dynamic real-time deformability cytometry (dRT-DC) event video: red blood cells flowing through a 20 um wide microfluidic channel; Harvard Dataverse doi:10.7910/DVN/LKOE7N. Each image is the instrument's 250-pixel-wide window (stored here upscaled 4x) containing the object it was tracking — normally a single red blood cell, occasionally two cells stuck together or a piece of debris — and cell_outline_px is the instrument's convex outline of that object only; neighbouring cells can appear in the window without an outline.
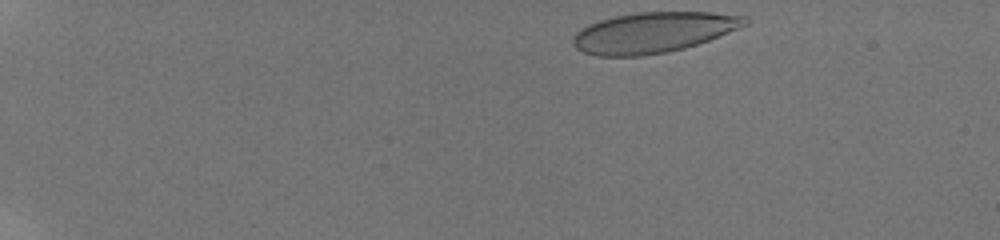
{"species": "human", "species_latin": "Homo sapiens", "temperature_condition": "room temperature", "stored_images_in_passage": 17, "camera_frame_rate_fps": 3000, "um_per_image_px": 0.085, "donor": {"sex": "male"}, "frame": {"image": 1, "passage_image": 1, "time_ms": 0.0, "image_size_px": [1000, 240], "cell_outline_px": [[752, 20], [748, 24], [708, 40], [684, 48], [668, 52], [640, 56], [596, 56], [584, 52], [576, 48], [572, 44], [572, 36], [580, 28], [588, 24], [600, 20], [616, 16], [636, 12], [712, 12], [748, 16]], "centroid_in_image_um": [55.53, 2.75], "position_along_channel_um": 29.5, "area_um2": 40.81}}
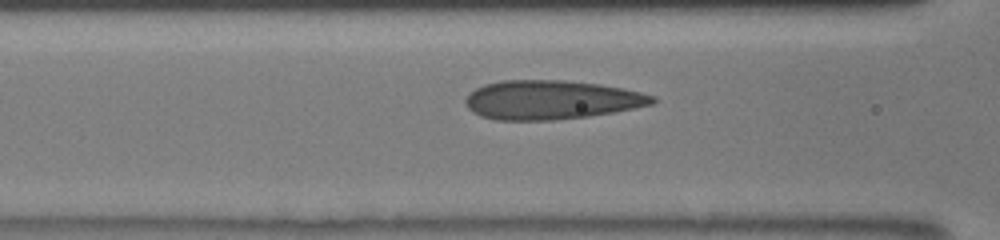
{"frame": {"image": 2, "passage_image": 13, "time_ms": 5.333, "image_size_px": [1000, 240], "cell_outline_px": [[656, 100], [652, 104], [612, 112], [588, 116], [552, 120], [496, 120], [480, 116], [472, 112], [468, 108], [464, 100], [476, 88], [484, 84], [500, 80], [564, 80], [600, 84], [640, 92], [656, 96]], "centroid_in_image_um": [46.82, 8.48], "position_along_channel_um": 119.8, "area_um2": 42.37}}
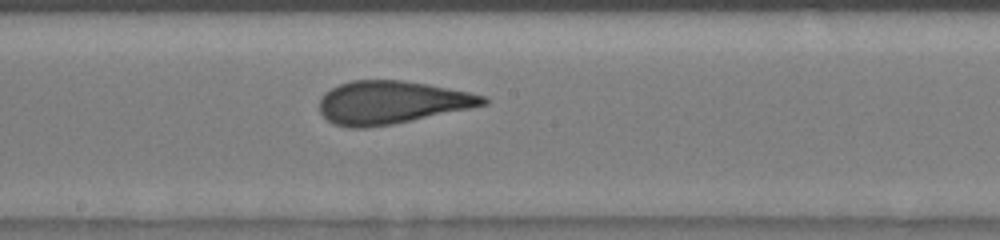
{"frame": {"image": 3, "passage_image": 17, "time_ms": 7.667, "image_size_px": [1000, 240], "cell_outline_px": [[488, 104], [392, 124], [364, 128], [348, 128], [332, 124], [320, 112], [320, 96], [324, 92], [340, 84], [352, 80], [404, 80], [428, 84], [488, 96]], "centroid_in_image_um": [33.25, 8.7], "position_along_channel_um": 214.9, "area_um2": 40.86}}